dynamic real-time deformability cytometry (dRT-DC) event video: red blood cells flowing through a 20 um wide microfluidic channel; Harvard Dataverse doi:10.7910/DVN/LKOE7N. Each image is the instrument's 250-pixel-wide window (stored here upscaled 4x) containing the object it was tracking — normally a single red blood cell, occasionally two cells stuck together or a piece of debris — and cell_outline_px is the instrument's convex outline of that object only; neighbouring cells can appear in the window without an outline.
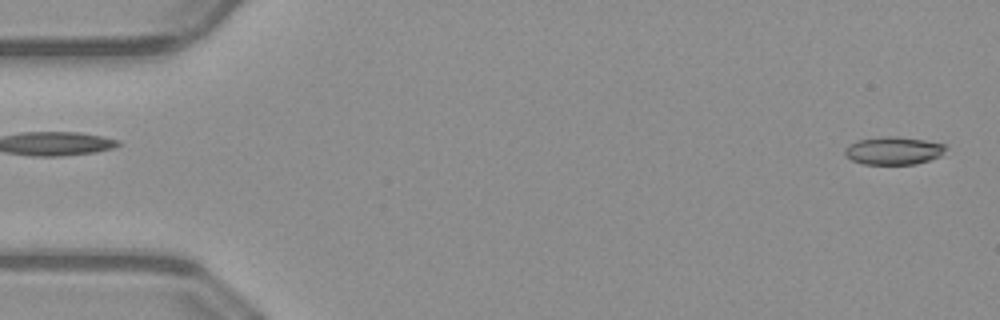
{"species": "common noctule bat (a hibernating species)", "species_latin": "Nyctalus noctula", "temperature_condition": "warm", "stored_images_in_passage": 50, "camera_frame_rate_fps": 3000, "um_per_image_px": 0.085, "animal": {"sex": "male", "body_mass_g": 23.1, "forearm_length_mm": 52.7}, "frame": {"image": 1, "passage_image": 1, "time_ms": 0.0, "image_size_px": [1000, 320], "cell_outline_px": [[948, 148], [940, 156], [916, 164], [864, 164], [852, 160], [844, 156], [844, 148], [848, 144], [860, 140], [884, 136], [896, 136], [924, 140], [948, 144]], "centroid_in_image_um": [75.96, 12.8], "position_along_channel_um": 9.0, "area_um2": 16.53}}
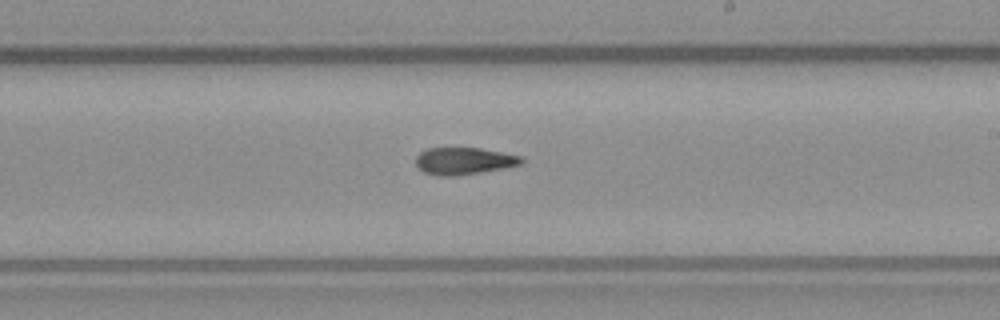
{"frame": {"image": 2, "passage_image": 29, "time_ms": 9.333, "image_size_px": [1000, 320], "cell_outline_px": [[524, 164], [504, 168], [456, 176], [436, 176], [424, 172], [416, 168], [416, 156], [420, 152], [428, 148], [480, 148], [524, 156]], "centroid_in_image_um": [39.45, 13.69], "position_along_channel_um": 249.6, "area_um2": 16.94}}
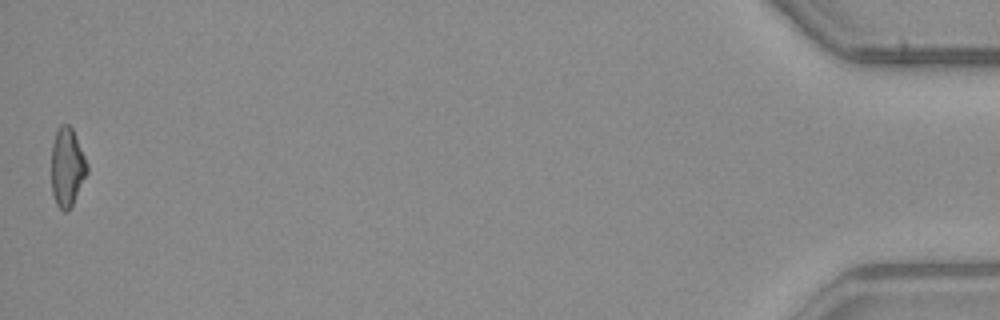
{"frame": {"image": 3, "passage_image": 50, "time_ms": 16.333, "image_size_px": [1000, 320], "cell_outline_px": [[88, 172], [68, 212], [64, 212], [56, 204], [52, 192], [52, 144], [56, 132], [60, 124], [68, 124], [72, 128], [88, 164]], "centroid_in_image_um": [5.71, 14.21], "position_along_channel_um": 429.5, "area_um2": 16.24}, "authors_computed_cell_mechanics": {"area_um2": 17.0799, "velocity_mm_per_s": 4.0668, "shape_relaxation_time_tau1_ms": null, "shape_relaxation_time_tau2_ms": 6.3842, "deformation_change_tau1": null, "deformation_change_tau2": 0.1707}}